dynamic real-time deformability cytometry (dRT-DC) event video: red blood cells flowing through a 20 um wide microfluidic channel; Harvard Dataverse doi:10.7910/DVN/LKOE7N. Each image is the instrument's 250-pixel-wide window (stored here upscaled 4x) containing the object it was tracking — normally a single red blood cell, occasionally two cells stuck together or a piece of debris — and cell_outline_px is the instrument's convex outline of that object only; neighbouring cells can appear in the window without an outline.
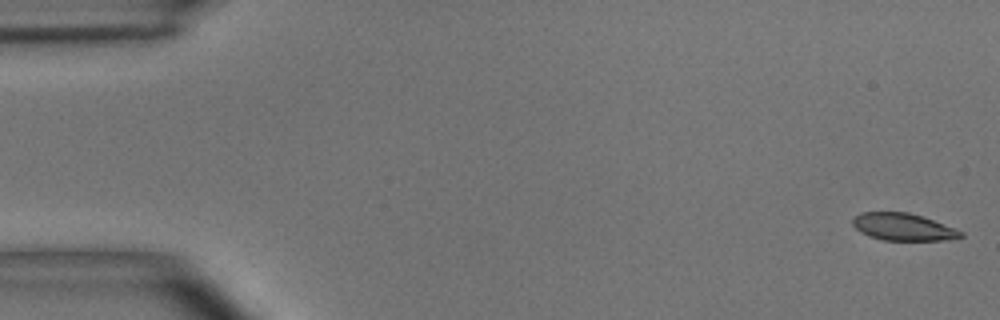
{"species": "common noctule bat (a hibernating species)", "species_latin": "Nyctalus noctula", "temperature_condition": "room temperature", "stored_images_in_passage": 54, "camera_frame_rate_fps": 3000, "um_per_image_px": 0.085, "animal": {"sex": "male", "body_mass_g": 15.6}, "frame": {"image": 1, "passage_image": 1, "time_ms": 0.0, "image_size_px": [1000, 320], "cell_outline_px": [[964, 236], [944, 240], [884, 240], [868, 236], [860, 232], [852, 224], [852, 220], [860, 212], [908, 212], [932, 220], [964, 232]], "centroid_in_image_um": [76.73, 19.29], "position_along_channel_um": 8.3, "area_um2": 16.94}}
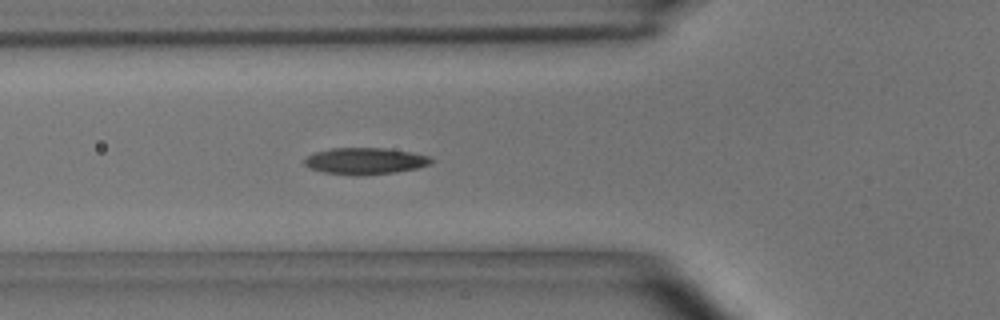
{"frame": {"image": 2, "passage_image": 19, "time_ms": 6.0, "image_size_px": [1000, 320], "cell_outline_px": [[432, 164], [416, 168], [396, 172], [360, 176], [352, 176], [324, 172], [312, 168], [304, 164], [304, 160], [308, 156], [316, 152], [332, 148], [384, 148], [408, 152], [428, 156], [432, 160]], "centroid_in_image_um": [31.03, 13.7], "position_along_channel_um": 94.8, "area_um2": 19.48}}
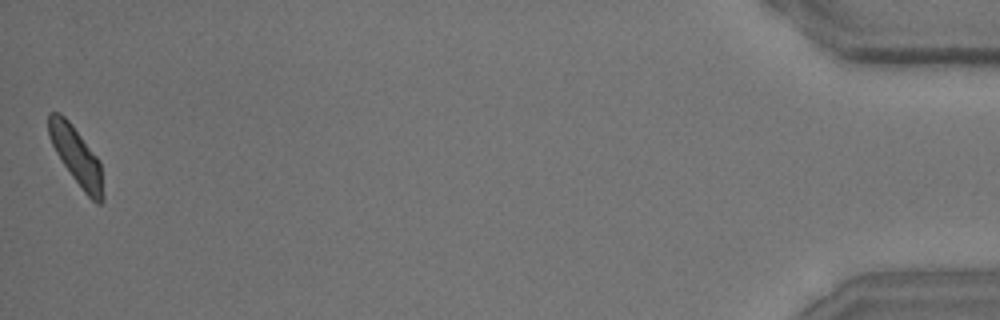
{"frame": {"image": 3, "passage_image": 54, "time_ms": 17.667, "image_size_px": [1000, 320], "cell_outline_px": [[104, 200], [100, 204], [96, 204], [84, 192], [72, 176], [56, 152], [48, 136], [48, 112], [60, 112], [68, 120], [100, 160], [104, 196]], "centroid_in_image_um": [6.5, 13.27], "position_along_channel_um": 428.7, "area_um2": 18.21}, "authors_computed_cell_mechanics": {"area_um2": 18.8428, "velocity_mm_per_s": 3.66, "shape_relaxation_time_tau1_ms": 4.3493, "shape_relaxation_time_tau2_ms": 2.5899, "deformation_change_tau1": 0.145, "deformation_change_tau2": 0.0871}}